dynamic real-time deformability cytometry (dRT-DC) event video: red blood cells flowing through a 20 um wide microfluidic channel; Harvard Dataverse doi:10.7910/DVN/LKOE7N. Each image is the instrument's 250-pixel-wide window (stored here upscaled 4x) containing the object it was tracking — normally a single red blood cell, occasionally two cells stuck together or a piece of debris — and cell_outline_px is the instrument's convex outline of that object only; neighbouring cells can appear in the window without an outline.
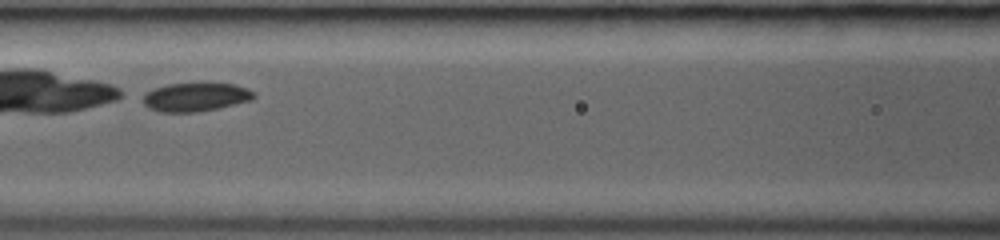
{"species": "common noctule bat (a hibernating species)", "species_latin": "Nyctalus noctula", "temperature_condition": "room temperature", "stored_images_in_passage": 20, "camera_frame_rate_fps": 3000, "um_per_image_px": 0.085, "animal": {"sex": "female", "body_mass_g": 19.0, "forearm_length_mm": 53.3}, "frame": {"image": 1, "passage_image": 15, "time_ms": 4.0, "image_size_px": [1000, 240], "cell_outline_px": [[256, 96], [252, 100], [216, 108], [196, 112], [160, 112], [148, 108], [144, 104], [144, 96], [148, 92], [156, 88], [168, 84], [232, 84], [248, 88]], "centroid_in_image_um": [16.63, 8.26], "position_along_channel_um": 150.0, "area_um2": 18.03}}
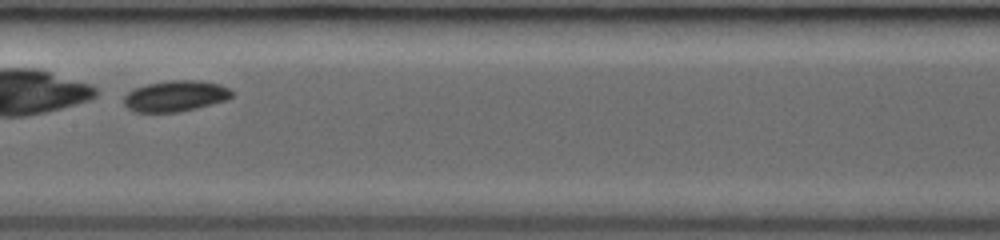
{"frame": {"image": 2, "passage_image": 19, "time_ms": 5.0, "image_size_px": [1000, 240], "cell_outline_px": [[232, 96], [228, 100], [196, 108], [176, 112], [136, 112], [128, 108], [124, 104], [124, 96], [132, 88], [148, 84], [172, 80], [200, 80], [220, 84], [228, 88], [232, 92]], "centroid_in_image_um": [14.91, 8.16], "position_along_channel_um": 192.5, "area_um2": 19.48}}